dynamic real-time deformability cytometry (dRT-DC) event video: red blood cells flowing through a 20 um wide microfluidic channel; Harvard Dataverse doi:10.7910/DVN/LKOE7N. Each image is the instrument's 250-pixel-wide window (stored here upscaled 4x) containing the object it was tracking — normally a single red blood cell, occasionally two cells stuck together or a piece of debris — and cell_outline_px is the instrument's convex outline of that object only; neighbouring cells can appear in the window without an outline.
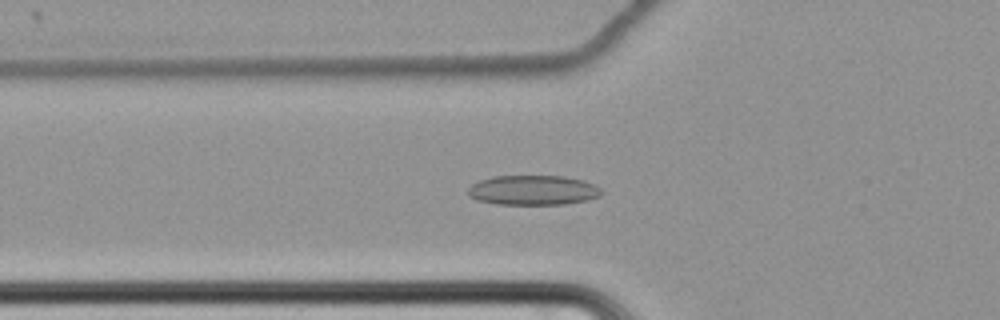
{"species": "common noctule bat (a hibernating species)", "species_latin": "Nyctalus noctula", "temperature_condition": "cold", "stored_images_in_passage": 66, "camera_frame_rate_fps": 3000, "um_per_image_px": 0.085, "animal": {"sex": "female", "body_mass_g": 22.7, "forearm_length_mm": 54.2}, "frame": {"image": 1, "passage_image": 27, "time_ms": 8.667, "image_size_px": [1000, 320], "cell_outline_px": [[604, 192], [600, 196], [588, 200], [564, 204], [496, 204], [476, 200], [468, 196], [468, 188], [472, 184], [480, 180], [492, 176], [564, 176], [584, 180], [596, 184]], "centroid_in_image_um": [45.33, 16.16], "position_along_channel_um": 80.5, "area_um2": 23.41}}
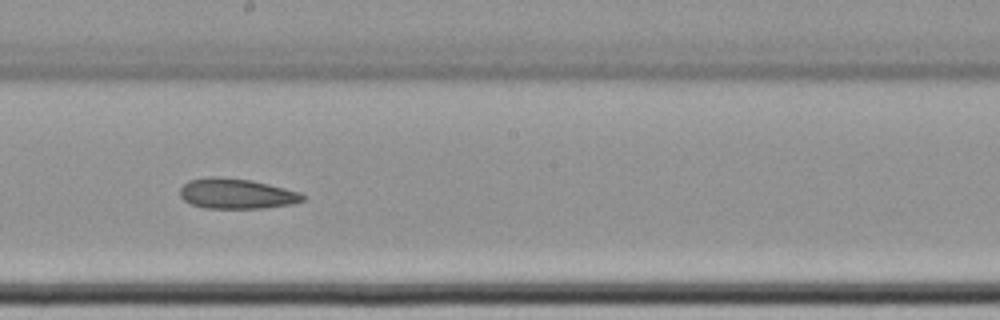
{"frame": {"image": 2, "passage_image": 40, "time_ms": 13.0, "image_size_px": [1000, 320], "cell_outline_px": [[308, 196], [304, 200], [292, 204], [264, 208], [204, 208], [192, 204], [184, 200], [180, 196], [180, 188], [188, 180], [208, 176], [220, 176], [252, 180], [300, 192]], "centroid_in_image_um": [20.11, 16.45], "position_along_channel_um": 228.1, "area_um2": 21.85}}
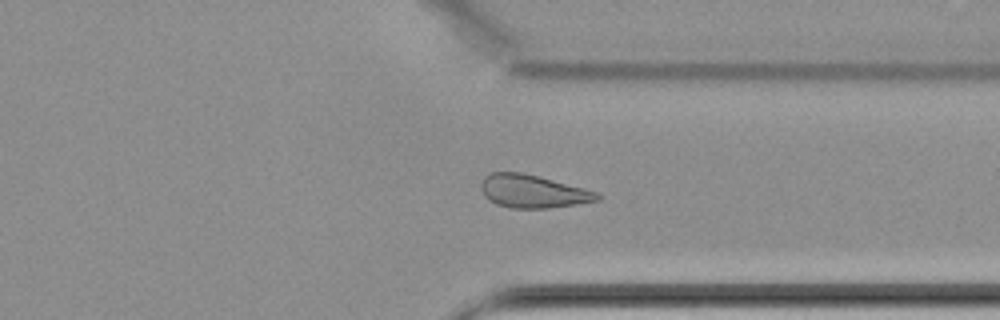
{"frame": {"image": 3, "passage_image": 52, "time_ms": 17.0, "image_size_px": [1000, 320], "cell_outline_px": [[600, 200], [576, 204], [548, 208], [508, 208], [496, 204], [488, 200], [484, 196], [480, 188], [480, 184], [484, 176], [492, 172], [520, 172], [584, 188], [596, 192], [600, 196]], "centroid_in_image_um": [45.23, 16.27], "position_along_channel_um": 366.2, "area_um2": 22.25}}